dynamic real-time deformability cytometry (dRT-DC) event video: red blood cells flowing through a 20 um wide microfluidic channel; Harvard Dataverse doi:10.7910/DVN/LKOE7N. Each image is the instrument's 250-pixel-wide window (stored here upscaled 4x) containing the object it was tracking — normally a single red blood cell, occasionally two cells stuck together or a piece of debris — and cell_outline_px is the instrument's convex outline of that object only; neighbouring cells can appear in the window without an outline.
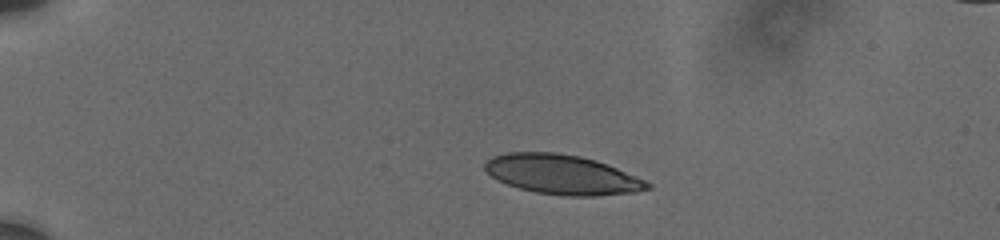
{"species": "human", "species_latin": "Homo sapiens", "temperature_condition": "cold", "stored_images_in_passage": 33, "camera_frame_rate_fps": 3000, "um_per_image_px": 0.085, "donor": {"sex": "male"}, "frame": {"image": 1, "passage_image": 1, "time_ms": 0.0, "image_size_px": [1000, 240], "cell_outline_px": [[652, 188], [636, 192], [596, 196], [564, 196], [536, 192], [520, 188], [508, 184], [492, 176], [484, 168], [484, 164], [492, 156], [508, 152], [556, 152], [580, 156], [596, 160], [608, 164], [644, 180], [652, 184]], "centroid_in_image_um": [47.81, 14.83], "position_along_channel_um": 37.2, "area_um2": 37.4}}
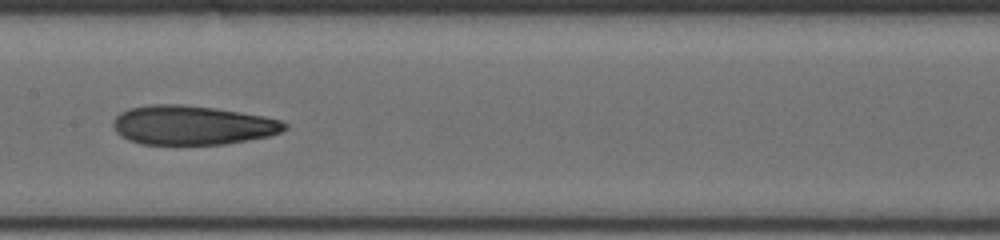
{"frame": {"image": 2, "passage_image": 14, "time_ms": 6.0, "image_size_px": [1000, 240], "cell_outline_px": [[288, 128], [280, 132], [268, 136], [248, 140], [224, 144], [140, 144], [128, 140], [120, 136], [112, 128], [112, 120], [120, 112], [128, 108], [152, 104], [180, 104], [216, 108], [264, 116], [280, 120], [288, 124]], "centroid_in_image_um": [16.3, 10.64], "position_along_channel_um": 191.1, "area_um2": 39.42}}
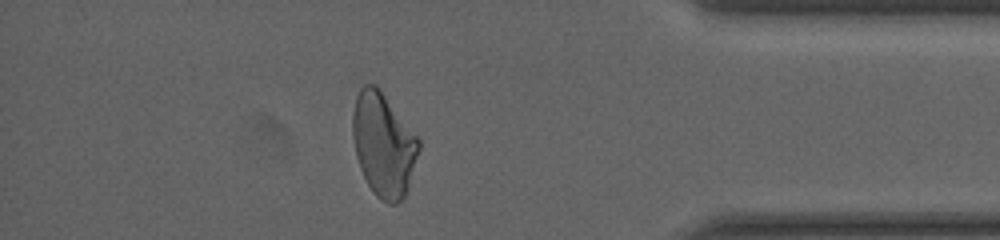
{"frame": {"image": 3, "passage_image": 28, "time_ms": 12.333, "image_size_px": [1000, 240], "cell_outline_px": [[420, 148], [408, 188], [404, 196], [396, 204], [388, 204], [380, 200], [372, 192], [360, 168], [356, 156], [352, 136], [352, 112], [356, 96], [360, 88], [364, 84], [376, 84], [420, 140]], "centroid_in_image_um": [32.58, 12.3], "position_along_channel_um": 402.6, "area_um2": 39.94}, "authors_computed_cell_mechanics": {"area_um2": 39.4774, "velocity_mm_per_s": 3.7282, "shape_relaxation_time_tau1_ms": 7.8941, "shape_relaxation_time_tau2_ms": 5.5219, "deformation_change_tau1": 0.2, "deformation_change_tau2": 0.1517}}